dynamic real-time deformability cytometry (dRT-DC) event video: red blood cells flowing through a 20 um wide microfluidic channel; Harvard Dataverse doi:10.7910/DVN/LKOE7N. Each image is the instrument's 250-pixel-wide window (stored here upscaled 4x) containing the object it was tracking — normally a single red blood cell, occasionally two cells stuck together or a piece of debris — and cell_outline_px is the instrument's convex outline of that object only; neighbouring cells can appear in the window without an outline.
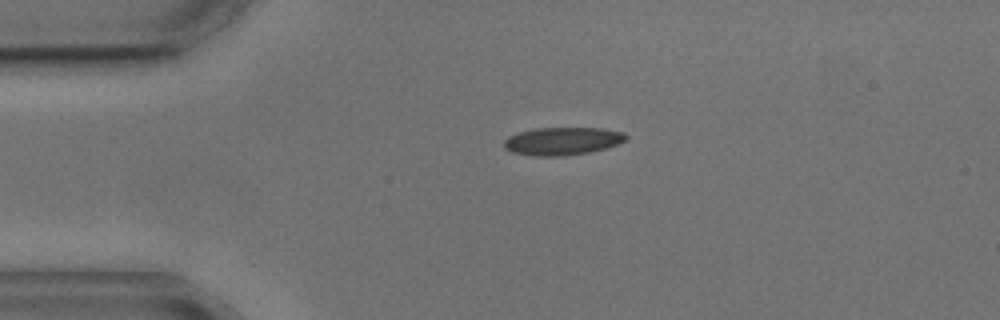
{"species": "common noctule bat (a hibernating species)", "species_latin": "Nyctalus noctula", "temperature_condition": "cold", "stored_images_in_passage": 2, "camera_frame_rate_fps": 3000, "um_per_image_px": 0.085, "animal": {"sex": "male", "body_mass_g": 17.9, "forearm_length_mm": 54.2}, "frame": {"image": 1, "passage_image": 1, "time_ms": 0.0, "image_size_px": [1000, 320], "cell_outline_px": [[628, 136], [624, 140], [616, 144], [604, 148], [588, 152], [564, 156], [532, 156], [512, 152], [504, 148], [504, 140], [508, 136], [520, 132], [536, 128], [604, 128], [624, 132]], "centroid_in_image_um": [47.78, 11.99], "position_along_channel_um": 37.2, "area_um2": 19.71}}